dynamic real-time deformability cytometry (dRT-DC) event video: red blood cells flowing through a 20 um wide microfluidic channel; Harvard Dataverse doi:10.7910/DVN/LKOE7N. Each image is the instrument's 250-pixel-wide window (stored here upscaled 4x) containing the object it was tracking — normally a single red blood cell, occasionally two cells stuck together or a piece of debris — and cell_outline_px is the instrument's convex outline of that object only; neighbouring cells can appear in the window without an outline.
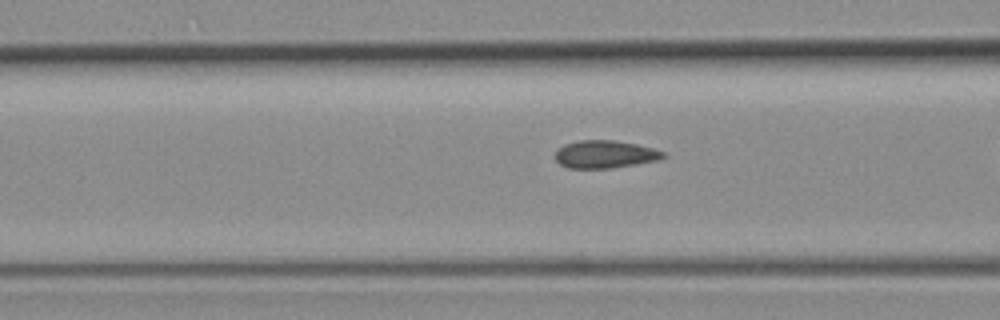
{"species": "common noctule bat (a hibernating species)", "species_latin": "Nyctalus noctula", "temperature_condition": "room temperature", "stored_images_in_passage": 13, "camera_frame_rate_fps": 3000, "um_per_image_px": 0.085, "animal": {"sex": "female", "body_mass_g": 19.3, "forearm_length_mm": 54.1}, "frame": {"image": 1, "passage_image": 11, "time_ms": 3.333, "image_size_px": [1000, 320], "cell_outline_px": [[668, 156], [660, 160], [612, 168], [568, 168], [560, 164], [556, 160], [556, 152], [564, 144], [580, 140], [612, 140], [636, 144], [652, 148], [664, 152]], "centroid_in_image_um": [51.45, 13.12], "position_along_channel_um": 115.1, "area_um2": 17.4}}